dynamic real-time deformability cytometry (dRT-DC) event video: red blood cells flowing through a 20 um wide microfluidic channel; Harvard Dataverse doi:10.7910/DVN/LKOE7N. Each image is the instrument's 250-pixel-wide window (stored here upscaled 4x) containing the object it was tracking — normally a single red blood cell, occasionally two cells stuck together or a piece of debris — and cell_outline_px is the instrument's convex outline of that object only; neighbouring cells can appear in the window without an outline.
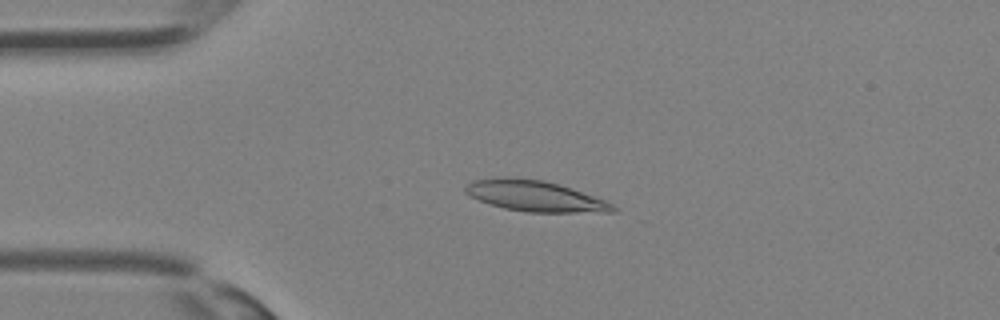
{"species": "Egyptian fruit bat (a non-hibernating species)", "species_latin": "Rousettus aegyptiacus", "temperature_condition": "room temperature", "stored_images_in_passage": 29, "camera_frame_rate_fps": 3000, "um_per_image_px": 0.085, "animal": {"sex": "female"}, "frame": {"image": 1, "passage_image": 3, "time_ms": 0.667, "image_size_px": [1000, 320], "cell_outline_px": [[616, 212], [528, 212], [504, 208], [480, 200], [464, 192], [464, 188], [468, 184], [476, 180], [544, 180], [604, 200], [612, 204], [616, 208]], "centroid_in_image_um": [45.54, 16.72], "position_along_channel_um": 39.5, "area_um2": 24.91}}
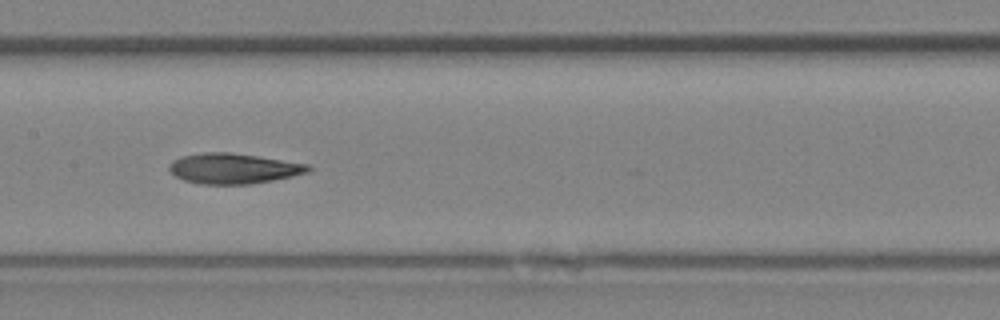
{"frame": {"image": 2, "passage_image": 12, "time_ms": 3.667, "image_size_px": [1000, 320], "cell_outline_px": [[312, 168], [308, 172], [292, 176], [272, 180], [248, 184], [200, 184], [184, 180], [176, 176], [168, 168], [168, 164], [172, 160], [180, 156], [204, 152], [228, 152], [256, 156], [308, 164]], "centroid_in_image_um": [19.8, 14.32], "position_along_channel_um": 187.6, "area_um2": 24.45}}
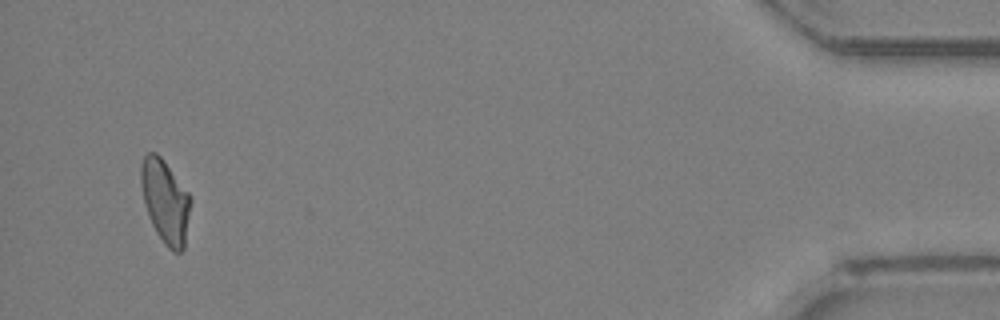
{"frame": {"image": 3, "passage_image": 28, "time_ms": 9.0, "image_size_px": [1000, 320], "cell_outline_px": [[192, 200], [184, 248], [180, 252], [172, 252], [164, 244], [156, 232], [152, 224], [144, 200], [140, 184], [140, 164], [144, 156], [148, 152], [156, 152], [164, 160], [192, 196]], "centroid_in_image_um": [14.07, 17.09], "position_along_channel_um": 421.1, "area_um2": 24.33}}